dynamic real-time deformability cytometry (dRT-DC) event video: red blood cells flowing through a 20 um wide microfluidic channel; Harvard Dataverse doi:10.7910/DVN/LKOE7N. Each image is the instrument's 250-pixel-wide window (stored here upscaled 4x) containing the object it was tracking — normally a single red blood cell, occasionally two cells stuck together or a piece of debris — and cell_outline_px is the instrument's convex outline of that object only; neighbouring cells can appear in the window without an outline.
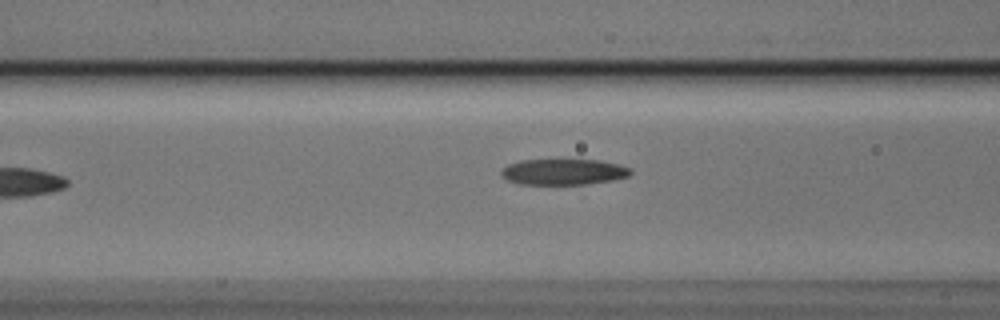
{"species": "Egyptian fruit bat (a non-hibernating species)", "species_latin": "Rousettus aegyptiacus", "temperature_condition": "cold", "stored_images_in_passage": 4, "camera_frame_rate_fps": 3000, "um_per_image_px": 0.085, "animal": {"sex": "male"}, "frame": {"image": 1, "passage_image": 3, "time_ms": 0.667, "image_size_px": [1000, 320], "cell_outline_px": [[632, 172], [628, 176], [612, 180], [588, 184], [520, 184], [508, 180], [500, 172], [508, 164], [520, 160], [596, 160], [620, 164], [632, 168]], "centroid_in_image_um": [47.93, 14.6], "position_along_channel_um": 118.7, "area_um2": 19.42}}